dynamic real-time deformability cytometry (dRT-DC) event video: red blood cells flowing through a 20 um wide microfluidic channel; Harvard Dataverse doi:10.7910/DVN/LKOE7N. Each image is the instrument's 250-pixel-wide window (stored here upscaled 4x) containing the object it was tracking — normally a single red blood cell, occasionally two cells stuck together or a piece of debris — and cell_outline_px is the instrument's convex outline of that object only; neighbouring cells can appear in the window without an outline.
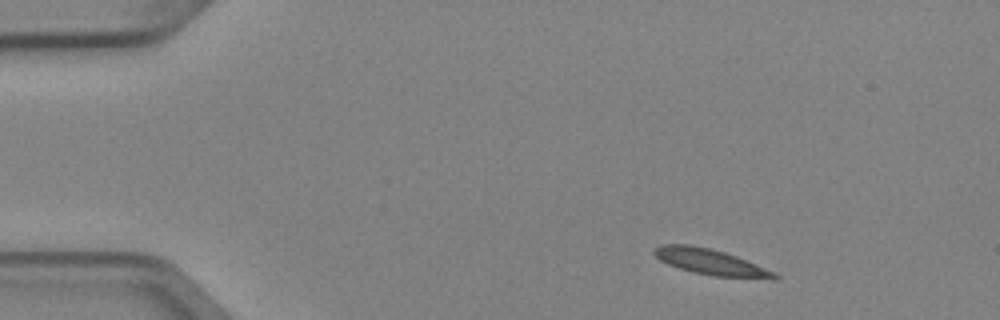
{"species": "Egyptian fruit bat (a non-hibernating species)", "species_latin": "Rousettus aegyptiacus", "temperature_condition": "cold", "stored_images_in_passage": 3, "camera_frame_rate_fps": 3000, "um_per_image_px": 0.085, "animal": {"sex": "female"}, "frame": {"image": 1, "passage_image": 1, "time_ms": 0.0, "image_size_px": [1000, 320], "cell_outline_px": [[780, 276], [776, 280], [712, 276], [692, 272], [668, 264], [660, 260], [652, 252], [652, 248], [660, 244], [688, 244], [708, 248], [724, 252], [736, 256], [776, 272]], "centroid_in_image_um": [60.43, 22.28], "position_along_channel_um": 24.6, "area_um2": 18.32}}